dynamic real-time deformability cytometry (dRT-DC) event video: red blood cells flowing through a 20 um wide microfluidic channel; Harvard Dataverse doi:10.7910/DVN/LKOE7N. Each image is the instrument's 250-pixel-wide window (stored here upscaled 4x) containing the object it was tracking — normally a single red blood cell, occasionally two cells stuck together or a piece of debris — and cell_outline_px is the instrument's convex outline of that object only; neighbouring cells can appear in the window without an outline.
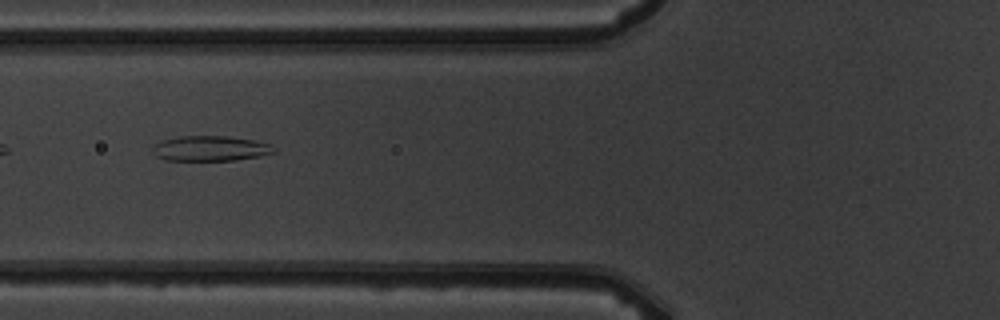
{"species": "common noctule bat (a hibernating species)", "species_latin": "Nyctalus noctula", "temperature_condition": "warm", "stored_images_in_passage": 8, "camera_frame_rate_fps": 3000, "um_per_image_px": 0.085, "animal": {"sex": "male", "body_mass_g": 19.5, "forearm_length_mm": 54.6}, "frame": {"image": 1, "passage_image": 6, "time_ms": 5.667, "image_size_px": [1000, 320], "cell_outline_px": [[276, 152], [260, 156], [236, 160], [164, 160], [156, 156], [152, 152], [152, 148], [160, 140], [180, 136], [228, 136], [256, 140], [272, 144]], "centroid_in_image_um": [17.89, 12.61], "position_along_channel_um": 107.9, "area_um2": 17.98}}
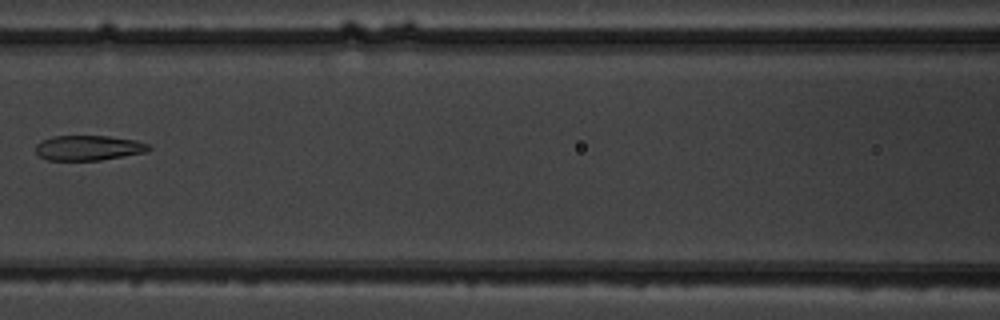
{"frame": {"image": 2, "passage_image": 7, "time_ms": 7.0, "image_size_px": [1000, 320], "cell_outline_px": [[152, 148], [148, 152], [100, 160], [48, 160], [40, 156], [36, 152], [36, 144], [40, 140], [52, 136], [108, 136], [136, 140], [148, 144]], "centroid_in_image_um": [7.53, 12.56], "position_along_channel_um": 159.1, "area_um2": 16.59}}
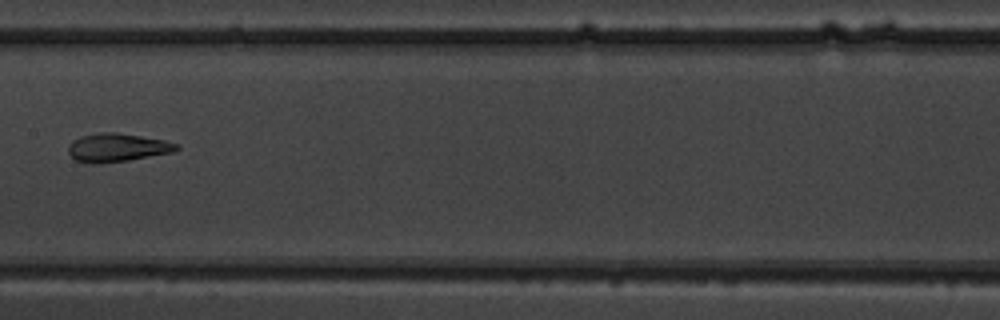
{"frame": {"image": 3, "passage_image": 8, "time_ms": 8.0, "image_size_px": [1000, 320], "cell_outline_px": [[180, 148], [176, 152], [128, 160], [92, 164], [88, 164], [76, 160], [68, 152], [68, 144], [72, 140], [80, 136], [100, 132], [116, 132], [164, 140], [180, 144]], "centroid_in_image_um": [9.97, 12.54], "position_along_channel_um": 197.4, "area_um2": 18.09}}